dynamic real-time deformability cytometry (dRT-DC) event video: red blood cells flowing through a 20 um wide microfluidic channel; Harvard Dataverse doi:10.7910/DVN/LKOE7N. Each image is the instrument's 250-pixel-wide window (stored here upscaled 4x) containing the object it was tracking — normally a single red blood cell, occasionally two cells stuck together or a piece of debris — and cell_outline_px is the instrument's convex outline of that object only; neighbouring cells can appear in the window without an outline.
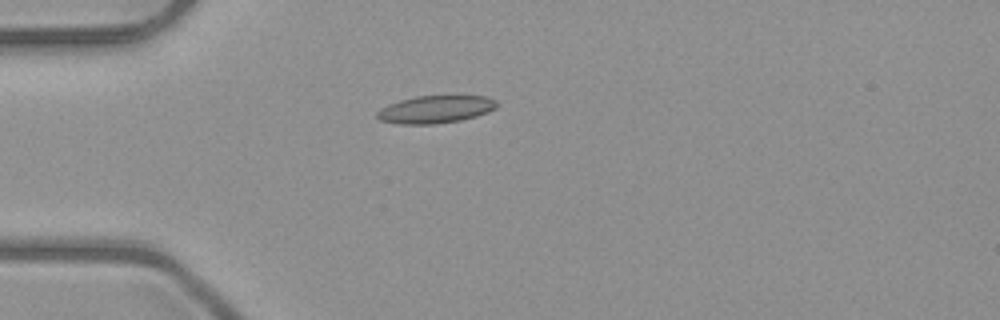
{"species": "common noctule bat (a hibernating species)", "species_latin": "Nyctalus noctula", "temperature_condition": "room temperature", "stored_images_in_passage": 38, "camera_frame_rate_fps": 3000, "um_per_image_px": 0.085, "animal": {"sex": "male", "body_mass_g": 23.1, "forearm_length_mm": 52.7}, "frame": {"image": 1, "passage_image": 1, "time_ms": 0.0, "image_size_px": [1000, 320], "cell_outline_px": [[496, 108], [488, 112], [476, 116], [460, 120], [436, 124], [400, 124], [380, 120], [376, 116], [376, 112], [380, 108], [388, 104], [400, 100], [416, 96], [484, 96], [496, 100]], "centroid_in_image_um": [36.99, 9.3], "position_along_channel_um": 48.0, "area_um2": 19.19}}
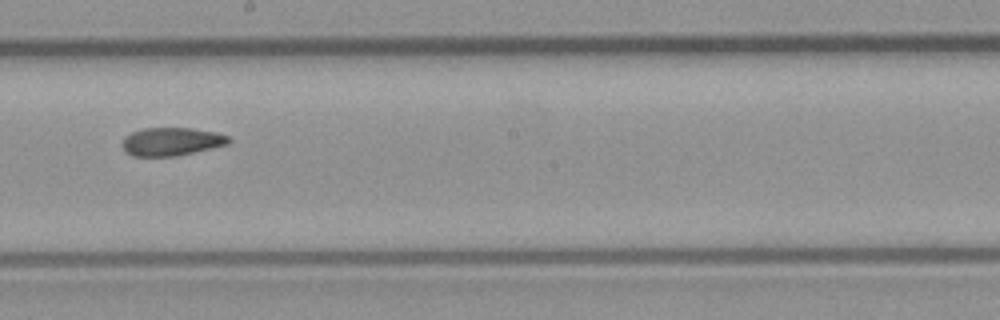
{"frame": {"image": 2, "passage_image": 16, "time_ms": 5.0, "image_size_px": [1000, 320], "cell_outline_px": [[232, 140], [228, 144], [176, 156], [132, 156], [124, 148], [124, 136], [132, 132], [144, 128], [192, 128], [216, 132], [228, 136]], "centroid_in_image_um": [14.6, 12.02], "position_along_channel_um": 233.6, "area_um2": 17.28}}
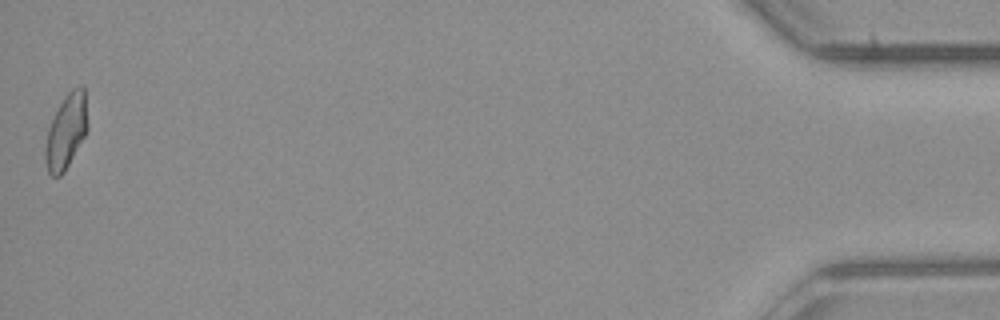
{"frame": {"image": 3, "passage_image": 38, "time_ms": 12.333, "image_size_px": [1000, 320], "cell_outline_px": [[88, 128], [84, 136], [64, 172], [60, 176], [52, 176], [48, 172], [44, 160], [44, 148], [48, 128], [64, 96], [72, 88], [80, 84], [84, 84], [88, 124]], "centroid_in_image_um": [5.62, 11.14], "position_along_channel_um": 429.6, "area_um2": 18.44}, "authors_computed_cell_mechanics": {"area_um2": 18.1203, "velocity_mm_per_s": 4.0146, "shape_relaxation_time_tau1_ms": null, "shape_relaxation_time_tau2_ms": 3.4963, "deformation_change_tau1": null, "deformation_change_tau2": 0.1016}}